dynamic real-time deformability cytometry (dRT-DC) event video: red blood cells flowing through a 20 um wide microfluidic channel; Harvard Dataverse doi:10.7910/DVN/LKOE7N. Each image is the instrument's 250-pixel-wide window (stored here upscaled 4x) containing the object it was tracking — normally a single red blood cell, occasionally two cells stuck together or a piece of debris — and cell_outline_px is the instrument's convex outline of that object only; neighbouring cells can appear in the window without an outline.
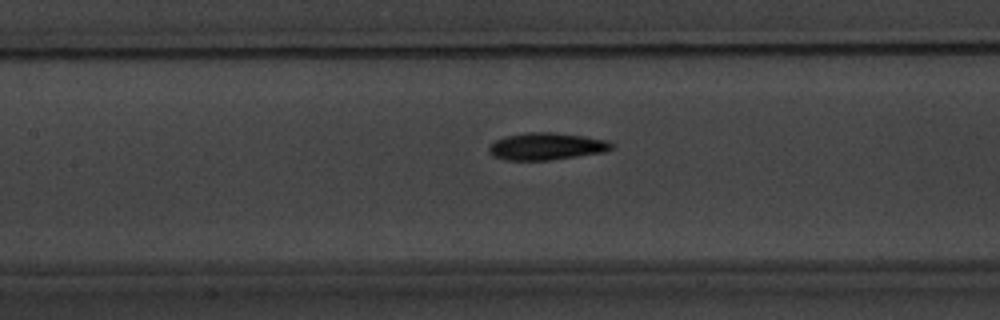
{"species": "common noctule bat (a hibernating species)", "species_latin": "Nyctalus noctula", "temperature_condition": "warm", "stored_images_in_passage": 45, "camera_frame_rate_fps": 3000, "um_per_image_px": 0.085, "animal": {"sex": "male", "body_mass_g": 20.1, "forearm_length_mm": 53.5}, "frame": {"image": 1, "passage_image": 14, "time_ms": 4.333, "image_size_px": [1000, 320], "cell_outline_px": [[612, 148], [604, 152], [548, 160], [504, 160], [492, 156], [488, 152], [488, 148], [496, 140], [504, 136], [524, 132], [552, 132], [584, 136], [608, 140], [612, 144]], "centroid_in_image_um": [46.4, 12.43], "position_along_channel_um": 161.0, "area_um2": 19.42}}
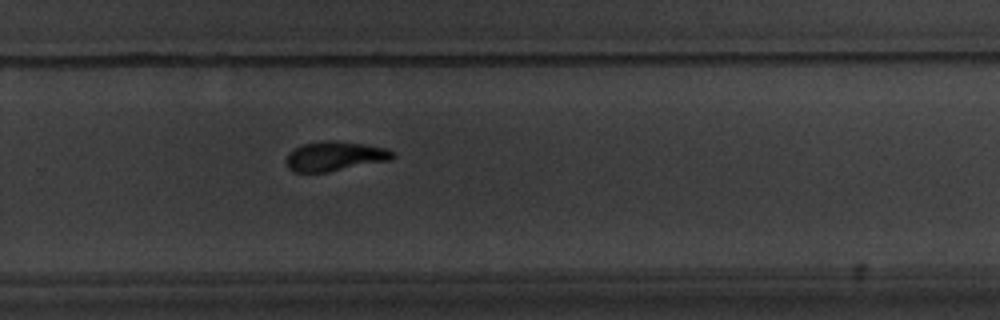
{"frame": {"image": 2, "passage_image": 26, "time_ms": 8.333, "image_size_px": [1000, 320], "cell_outline_px": [[396, 156], [392, 160], [328, 172], [292, 172], [288, 168], [284, 160], [288, 152], [304, 144], [324, 140], [332, 140], [364, 144], [384, 148], [396, 152]], "centroid_in_image_um": [28.46, 13.29], "position_along_channel_um": 301.3, "area_um2": 18.55}}
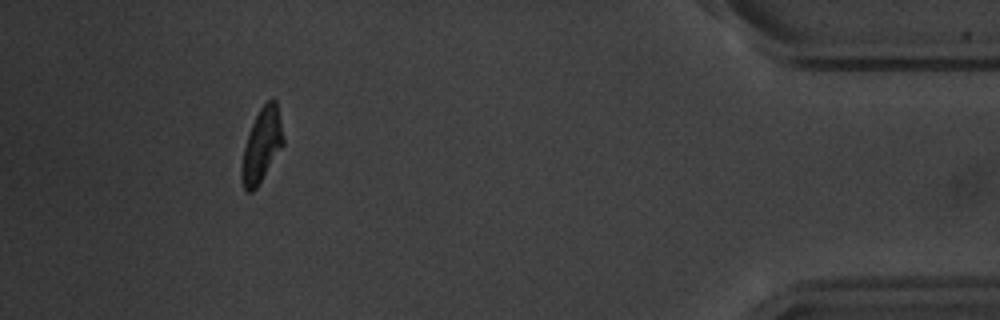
{"frame": {"image": 3, "passage_image": 40, "time_ms": 13.0, "image_size_px": [1000, 320], "cell_outline_px": [[284, 144], [256, 188], [252, 192], [248, 192], [244, 188], [240, 176], [240, 172], [244, 148], [252, 124], [260, 108], [268, 100], [276, 100], [284, 140]], "centroid_in_image_um": [22.24, 12.37], "position_along_channel_um": 413.0, "area_um2": 17.46}, "authors_computed_cell_mechanics": {"area_um2": 18.7272, "velocity_mm_per_s": 3.5246, "shape_relaxation_time_tau1_ms": 3.298, "shape_relaxation_time_tau2_ms": 2.127, "deformation_change_tau1": 0.1623, "deformation_change_tau2": 0.086}}